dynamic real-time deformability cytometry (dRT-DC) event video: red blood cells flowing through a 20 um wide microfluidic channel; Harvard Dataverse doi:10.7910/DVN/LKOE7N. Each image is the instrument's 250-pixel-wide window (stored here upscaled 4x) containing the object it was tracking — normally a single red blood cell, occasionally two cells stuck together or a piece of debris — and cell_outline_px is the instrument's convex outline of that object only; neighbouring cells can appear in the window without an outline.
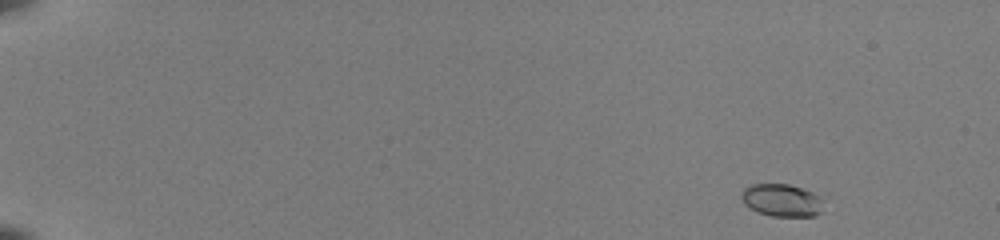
{"species": "common noctule bat (a hibernating species)", "species_latin": "Nyctalus noctula", "temperature_condition": "room temperature", "stored_images_in_passage": 49, "camera_frame_rate_fps": 3000, "um_per_image_px": 0.085, "animal": {"sex": "female", "body_mass_g": 22.0, "forearm_length_mm": 56.7}, "frame": {"image": 1, "passage_image": 2, "time_ms": 0.333, "image_size_px": [1000, 240], "cell_outline_px": [[824, 212], [816, 216], [772, 216], [756, 212], [748, 208], [744, 204], [740, 196], [744, 188], [752, 184], [788, 184], [812, 192], [820, 200]], "centroid_in_image_um": [66.41, 17.04], "position_along_channel_um": 18.6, "area_um2": 15.61}}
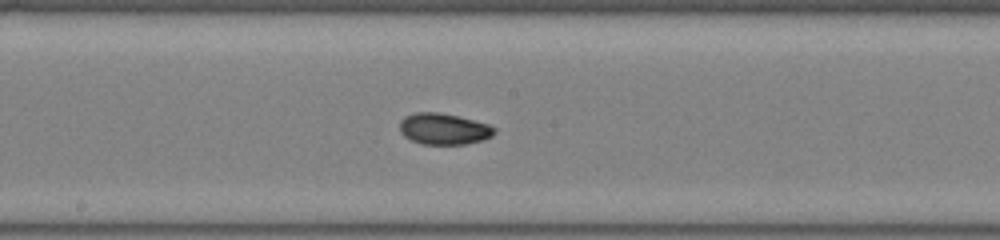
{"frame": {"image": 2, "passage_image": 28, "time_ms": 9.0, "image_size_px": [1000, 240], "cell_outline_px": [[496, 132], [492, 136], [484, 140], [464, 144], [420, 144], [404, 136], [400, 132], [400, 120], [404, 116], [416, 112], [440, 112], [488, 124], [496, 128]], "centroid_in_image_um": [37.71, 10.96], "position_along_channel_um": 210.5, "area_um2": 17.28}}
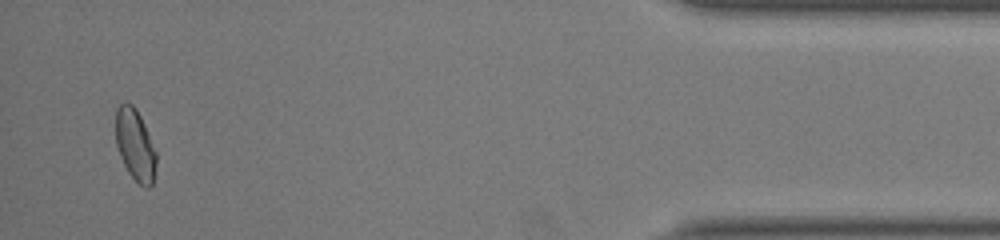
{"frame": {"image": 3, "passage_image": 48, "time_ms": 15.667, "image_size_px": [1000, 240], "cell_outline_px": [[156, 164], [152, 184], [148, 188], [144, 188], [128, 172], [120, 156], [116, 144], [116, 108], [120, 104], [132, 104], [136, 108], [144, 124], [156, 152]], "centroid_in_image_um": [11.49, 12.33], "position_along_channel_um": 423.7, "area_um2": 16.65}, "authors_computed_cell_mechanics": {"area_um2": 16.6464, "velocity_mm_per_s": 4.0325, "shape_relaxation_time_tau1_ms": 8.5478, "shape_relaxation_time_tau2_ms": 1.7961, "deformation_change_tau1": 0.1939, "deformation_change_tau2": 0.0434}}